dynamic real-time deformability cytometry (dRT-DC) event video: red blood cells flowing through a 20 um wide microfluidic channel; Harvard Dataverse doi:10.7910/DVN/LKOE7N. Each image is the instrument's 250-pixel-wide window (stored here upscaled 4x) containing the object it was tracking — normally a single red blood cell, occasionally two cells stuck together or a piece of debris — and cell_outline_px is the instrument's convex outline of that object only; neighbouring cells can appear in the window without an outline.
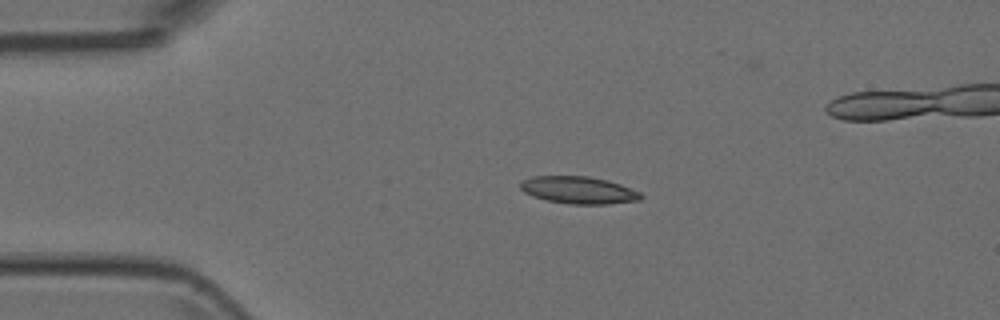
{"species": "Egyptian fruit bat (a non-hibernating species)", "species_latin": "Rousettus aegyptiacus", "temperature_condition": "room temperature", "stored_images_in_passage": 4, "camera_frame_rate_fps": 3000, "um_per_image_px": 0.085, "animal": {"sex": "female"}, "frame": {"image": 1, "passage_image": 2, "time_ms": 0.333, "image_size_px": [1000, 320], "cell_outline_px": [[644, 196], [640, 200], [608, 204], [568, 204], [548, 200], [532, 196], [524, 192], [520, 188], [520, 184], [524, 180], [532, 176], [588, 176], [608, 180], [620, 184], [640, 192]], "centroid_in_image_um": [49.2, 16.16], "position_along_channel_um": 35.8, "area_um2": 19.13}}